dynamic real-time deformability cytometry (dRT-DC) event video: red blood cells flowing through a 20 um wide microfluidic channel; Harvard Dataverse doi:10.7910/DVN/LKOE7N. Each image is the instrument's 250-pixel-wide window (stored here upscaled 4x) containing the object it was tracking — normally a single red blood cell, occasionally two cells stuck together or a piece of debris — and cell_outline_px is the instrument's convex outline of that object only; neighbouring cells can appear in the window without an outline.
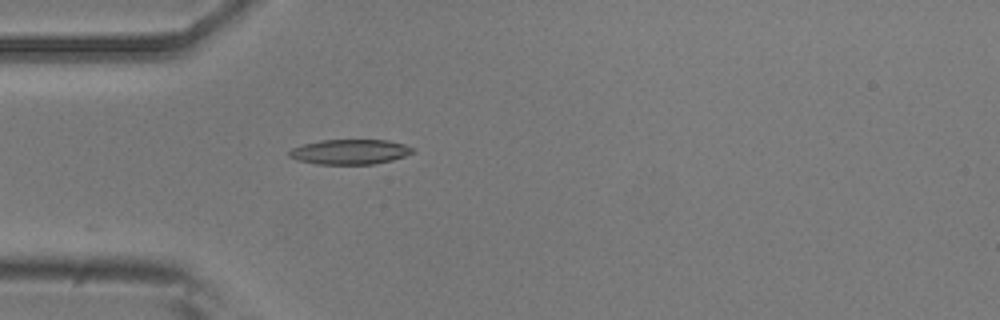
{"species": "common noctule bat (a hibernating species)", "species_latin": "Nyctalus noctula", "temperature_condition": "room temperature", "stored_images_in_passage": 19, "camera_frame_rate_fps": 3000, "um_per_image_px": 0.085, "animal": {"sex": "male", "body_mass_g": 20.5, "forearm_length_mm": 52.5}, "frame": {"image": 1, "passage_image": 1, "time_ms": 0.0, "image_size_px": [1000, 320], "cell_outline_px": [[416, 152], [392, 160], [376, 164], [316, 164], [296, 160], [288, 156], [288, 152], [292, 148], [304, 144], [320, 140], [388, 140], [404, 144], [412, 148]], "centroid_in_image_um": [29.73, 12.91], "position_along_channel_um": 55.3, "area_um2": 18.03}}
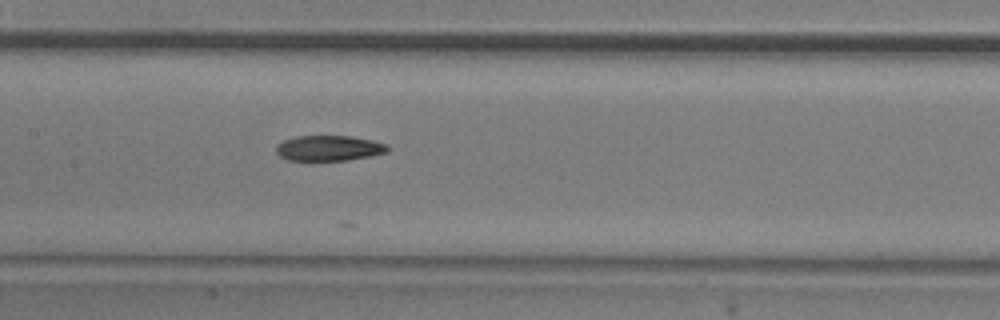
{"frame": {"image": 2, "passage_image": 11, "time_ms": 3.333, "image_size_px": [1000, 320], "cell_outline_px": [[388, 152], [372, 156], [348, 160], [312, 164], [288, 160], [280, 156], [276, 152], [276, 148], [284, 140], [296, 136], [352, 136], [372, 140], [388, 144]], "centroid_in_image_um": [27.95, 12.65], "position_along_channel_um": 179.5, "area_um2": 17.34}}
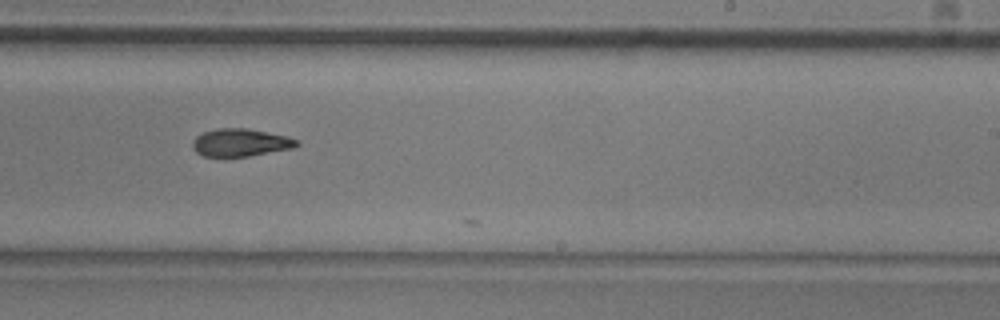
{"frame": {"image": 3, "passage_image": 18, "time_ms": 5.667, "image_size_px": [1000, 320], "cell_outline_px": [[300, 144], [292, 148], [248, 156], [204, 156], [196, 152], [192, 148], [192, 140], [196, 136], [204, 132], [216, 128], [248, 128], [288, 136], [300, 140]], "centroid_in_image_um": [20.45, 12.1], "position_along_channel_um": 268.6, "area_um2": 16.88}}